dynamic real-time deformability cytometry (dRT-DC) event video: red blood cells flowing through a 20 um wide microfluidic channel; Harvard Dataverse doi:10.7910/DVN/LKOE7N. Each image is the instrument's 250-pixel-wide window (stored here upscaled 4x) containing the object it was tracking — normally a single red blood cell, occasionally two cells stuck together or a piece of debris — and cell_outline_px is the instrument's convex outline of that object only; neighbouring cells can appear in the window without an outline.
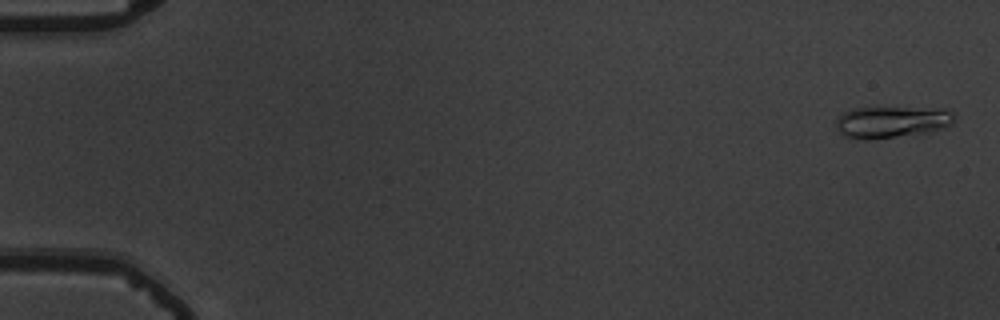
{"species": "common noctule bat (a hibernating species)", "species_latin": "Nyctalus noctula", "temperature_condition": "warm", "stored_images_in_passage": 56, "camera_frame_rate_fps": 3000, "um_per_image_px": 0.085, "animal": {"sex": "male", "body_mass_g": 19.5, "forearm_length_mm": 54.6}, "frame": {"image": 1, "passage_image": 2, "time_ms": 0.333, "image_size_px": [1000, 320], "cell_outline_px": [[956, 116], [952, 124], [928, 132], [864, 140], [844, 136], [836, 128], [836, 120], [844, 112], [852, 108], [952, 108]], "centroid_in_image_um": [75.84, 10.35], "position_along_channel_um": 9.2, "area_um2": 21.79}}
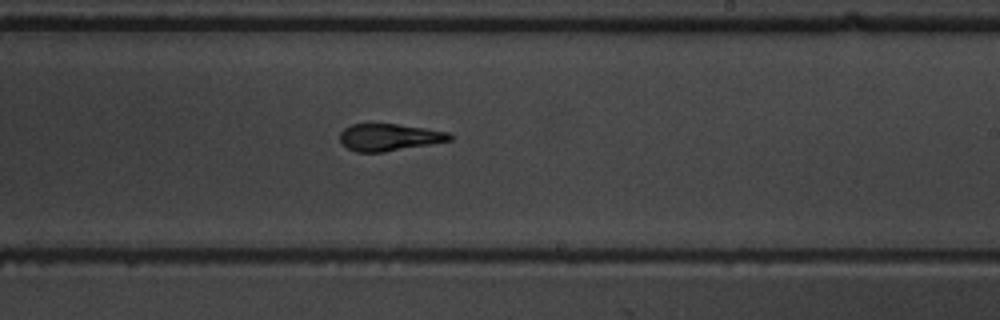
{"frame": {"image": 2, "passage_image": 35, "time_ms": 11.333, "image_size_px": [1000, 320], "cell_outline_px": [[452, 140], [384, 152], [356, 152], [340, 144], [340, 132], [344, 128], [352, 124], [396, 124], [424, 128], [448, 132], [452, 136]], "centroid_in_image_um": [33.04, 11.67], "position_along_channel_um": 256.0, "area_um2": 17.22}}
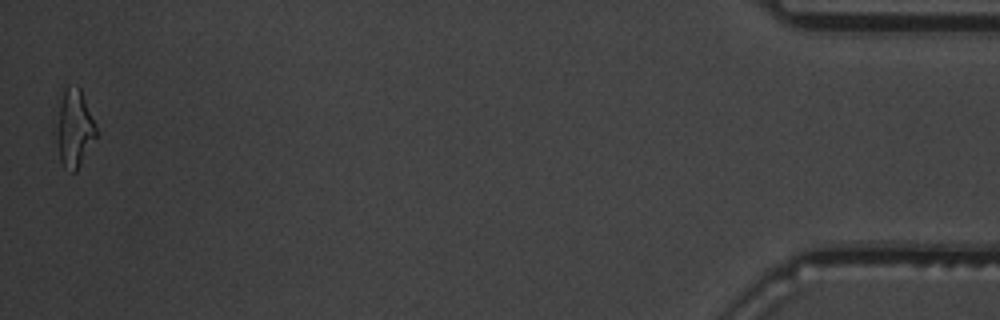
{"frame": {"image": 3, "passage_image": 56, "time_ms": 18.333, "image_size_px": [1000, 320], "cell_outline_px": [[96, 136], [76, 172], [72, 172], [64, 168], [60, 160], [56, 140], [56, 136], [60, 108], [64, 88], [68, 84], [76, 84], [80, 88], [96, 124]], "centroid_in_image_um": [6.32, 10.91], "position_along_channel_um": 428.9, "area_um2": 17.69}, "authors_computed_cell_mechanics": {"area_um2": 18.1492, "velocity_mm_per_s": 3.6843, "shape_relaxation_time_tau1_ms": 7.5815, "shape_relaxation_time_tau2_ms": 2.4232, "deformation_change_tau1": 0.2346, "deformation_change_tau2": 0.0969}}